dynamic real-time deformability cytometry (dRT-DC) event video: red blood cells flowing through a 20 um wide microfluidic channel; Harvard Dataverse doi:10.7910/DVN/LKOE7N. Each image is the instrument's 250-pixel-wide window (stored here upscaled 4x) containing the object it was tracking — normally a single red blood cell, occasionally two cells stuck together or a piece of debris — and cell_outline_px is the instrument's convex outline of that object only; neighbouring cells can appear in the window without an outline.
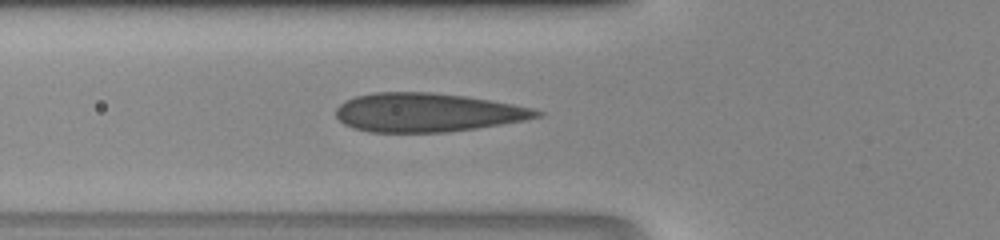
{"species": "human", "species_latin": "Homo sapiens", "temperature_condition": "room temperature", "stored_images_in_passage": 33, "camera_frame_rate_fps": 3000, "um_per_image_px": 0.085, "donor": {"sex": "male"}, "frame": {"image": 1, "passage_image": 6, "time_ms": 1.667, "image_size_px": [1000, 240], "cell_outline_px": [[544, 112], [540, 116], [524, 120], [476, 128], [448, 132], [372, 132], [356, 128], [344, 124], [336, 116], [336, 108], [344, 100], [356, 96], [372, 92], [432, 92], [464, 96], [512, 104], [532, 108]], "centroid_in_image_um": [36.28, 9.55], "position_along_channel_um": 89.5, "area_um2": 45.08}}
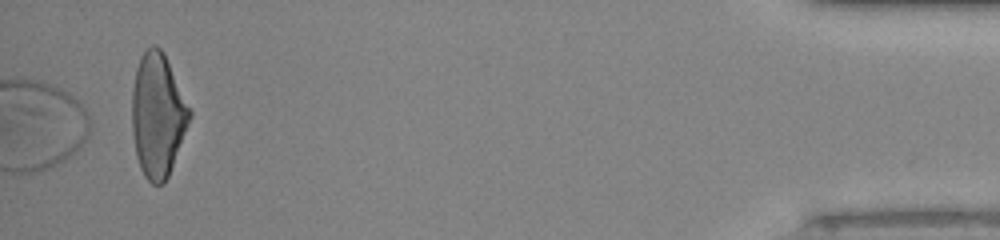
{"frame": {"image": 2, "passage_image": 33, "time_ms": 10.667, "image_size_px": [1000, 240], "cell_outline_px": [[192, 116], [168, 176], [164, 184], [152, 184], [144, 176], [140, 168], [136, 156], [132, 132], [132, 92], [136, 68], [140, 56], [152, 44], [156, 44], [164, 52], [192, 112]], "centroid_in_image_um": [13.4, 9.79], "position_along_channel_um": 421.8, "area_um2": 41.62}}